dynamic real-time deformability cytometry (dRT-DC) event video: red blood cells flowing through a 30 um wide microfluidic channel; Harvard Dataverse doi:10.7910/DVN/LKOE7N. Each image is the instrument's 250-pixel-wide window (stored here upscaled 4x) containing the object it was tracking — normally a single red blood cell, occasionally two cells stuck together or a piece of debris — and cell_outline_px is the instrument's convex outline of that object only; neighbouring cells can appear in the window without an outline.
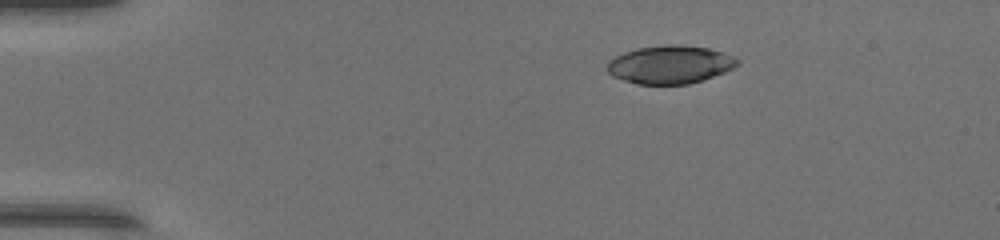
{"species": "common noctule bat (a hibernating species)", "species_latin": "Nyctalus noctula", "temperature_condition": "warm", "stored_images_in_passage": 40, "camera_frame_rate_fps": 3000, "um_per_image_px": 0.085, "animal": {"sex": "female", "body_mass_g": 17.0, "forearm_length_mm": 48.0}, "frame": {"image": 1, "passage_image": 1, "time_ms": 0.0, "image_size_px": [1000, 240], "cell_outline_px": [[740, 64], [724, 72], [688, 84], [636, 84], [612, 76], [608, 72], [608, 60], [624, 52], [636, 48], [664, 44], [676, 44], [708, 48], [724, 52], [740, 60]], "centroid_in_image_um": [56.94, 5.47], "position_along_channel_um": 28.1, "area_um2": 28.9}}
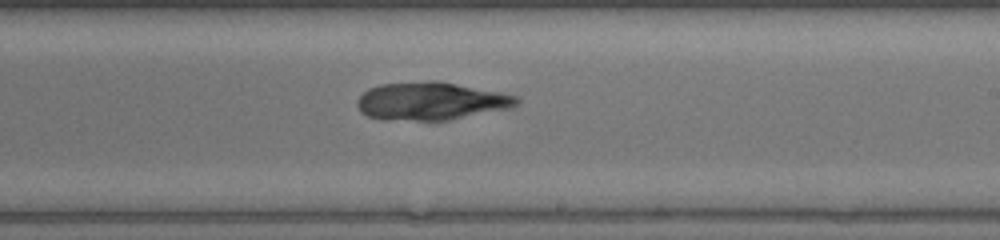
{"frame": {"image": 2, "passage_image": 22, "time_ms": 7.0, "image_size_px": [1000, 240], "cell_outline_px": [[520, 104], [512, 108], [448, 120], [384, 120], [368, 116], [360, 112], [356, 104], [356, 100], [368, 88], [380, 84], [432, 80], [500, 92], [516, 96], [520, 100]], "centroid_in_image_um": [36.62, 8.6], "position_along_channel_um": 252.4, "area_um2": 35.32}}
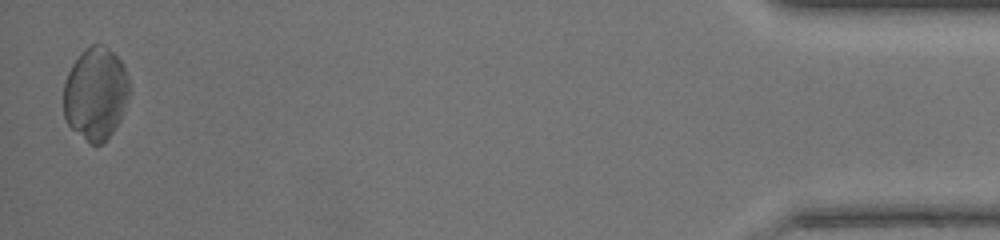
{"frame": {"image": 3, "passage_image": 40, "time_ms": 13.0, "image_size_px": [1000, 240], "cell_outline_px": [[128, 92], [120, 120], [112, 132], [100, 144], [92, 144], [72, 128], [68, 124], [64, 116], [64, 84], [68, 72], [72, 64], [80, 52], [92, 44], [104, 44], [124, 64], [128, 76]], "centroid_in_image_um": [8.11, 7.91], "position_along_channel_um": 427.1, "area_um2": 35.08}}